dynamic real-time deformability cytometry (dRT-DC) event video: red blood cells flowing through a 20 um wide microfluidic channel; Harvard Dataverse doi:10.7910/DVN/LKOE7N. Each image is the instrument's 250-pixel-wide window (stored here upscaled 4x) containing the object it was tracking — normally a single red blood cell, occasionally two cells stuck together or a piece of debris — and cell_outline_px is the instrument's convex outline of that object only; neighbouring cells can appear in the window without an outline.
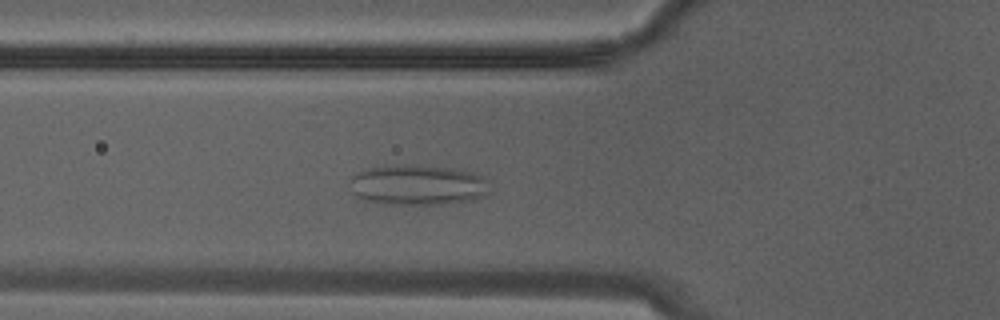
{"species": "Egyptian fruit bat (a non-hibernating species)", "species_latin": "Rousettus aegyptiacus", "temperature_condition": "warm", "stored_images_in_passage": 14, "camera_frame_rate_fps": 3000, "um_per_image_px": 0.085, "animal": {"sex": "male"}, "frame": {"image": 1, "passage_image": 10, "time_ms": 3.0, "image_size_px": [1000, 320], "cell_outline_px": [[492, 192], [484, 196], [472, 200], [440, 204], [376, 204], [360, 200], [352, 192], [348, 180], [356, 172], [368, 168], [384, 164], [412, 164], [464, 168], [484, 176], [488, 180]], "centroid_in_image_um": [35.51, 15.7], "position_along_channel_um": 90.3, "area_um2": 34.45}}